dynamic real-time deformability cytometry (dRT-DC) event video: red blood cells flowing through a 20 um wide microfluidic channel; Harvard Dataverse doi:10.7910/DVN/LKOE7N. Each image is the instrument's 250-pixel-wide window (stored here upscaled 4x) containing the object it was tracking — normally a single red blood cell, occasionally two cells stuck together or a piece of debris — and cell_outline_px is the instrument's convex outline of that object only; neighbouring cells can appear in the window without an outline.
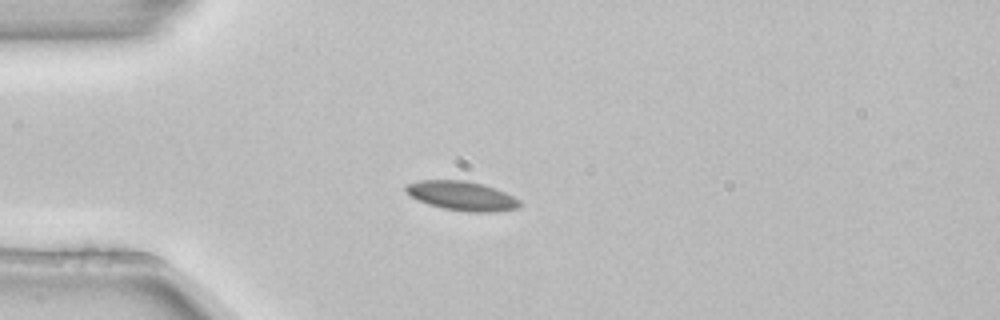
{"species": "common noctule bat (a hibernating species)", "species_latin": "Nyctalus noctula", "temperature_condition": "room temperature", "stored_images_in_passage": 3, "camera_frame_rate_fps": 3000, "um_per_image_px": 0.085, "animal": {"sex": "female", "body_mass_g": 22.7, "forearm_length_mm": 54.2}, "frame": {"image": 1, "passage_image": 2, "time_ms": 0.333, "image_size_px": [1000, 320], "cell_outline_px": [[520, 208], [492, 212], [468, 212], [444, 208], [428, 204], [412, 196], [404, 188], [408, 184], [420, 180], [464, 180], [480, 184], [504, 192], [520, 200]], "centroid_in_image_um": [39.28, 16.65], "position_along_channel_um": 45.7, "area_um2": 19.02}}
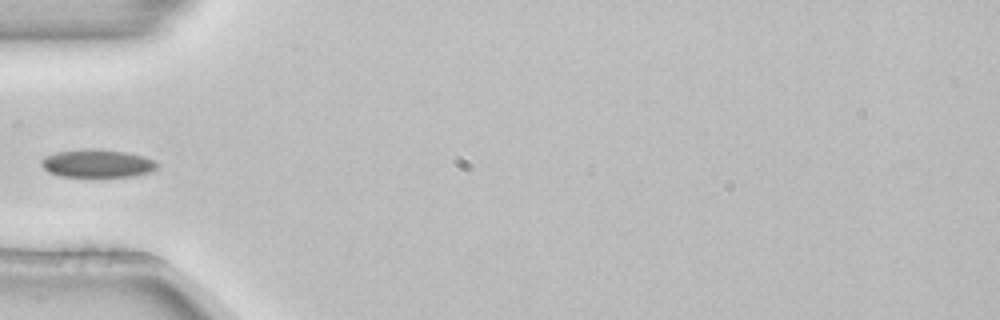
{"frame": {"image": 2, "passage_image": 3, "time_ms": 0.667, "image_size_px": [1000, 320], "cell_outline_px": [[160, 164], [152, 172], [132, 176], [60, 176], [48, 172], [40, 164], [40, 160], [44, 156], [56, 152], [84, 148], [96, 148], [124, 152], [144, 156]], "centroid_in_image_um": [8.24, 13.88], "position_along_channel_um": 76.8, "area_um2": 19.02}}